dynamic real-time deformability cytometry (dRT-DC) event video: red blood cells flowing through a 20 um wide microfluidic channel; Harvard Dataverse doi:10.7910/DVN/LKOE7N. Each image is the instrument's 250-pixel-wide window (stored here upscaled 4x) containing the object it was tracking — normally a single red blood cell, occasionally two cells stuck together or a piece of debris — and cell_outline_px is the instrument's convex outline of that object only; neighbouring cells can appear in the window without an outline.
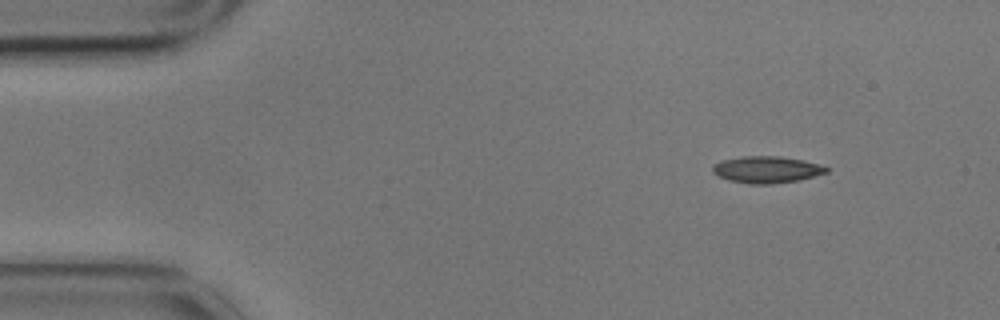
{"species": "common noctule bat (a hibernating species)", "species_latin": "Nyctalus noctula", "temperature_condition": "cold", "stored_images_in_passage": 4, "camera_frame_rate_fps": 3000, "um_per_image_px": 0.085, "animal": {"sex": "male", "body_mass_g": 17.9}, "frame": {"image": 1, "passage_image": 1, "time_ms": 0.0, "image_size_px": [1000, 320], "cell_outline_px": [[828, 172], [800, 180], [768, 184], [752, 184], [728, 180], [712, 172], [712, 164], [720, 160], [740, 156], [780, 156], [804, 160], [828, 168]], "centroid_in_image_um": [65.12, 14.4], "position_along_channel_um": 19.9, "area_um2": 17.74}}
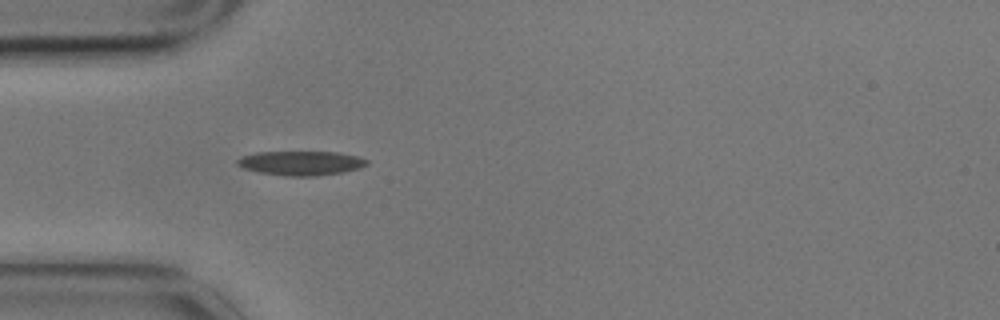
{"frame": {"image": 2, "passage_image": 4, "time_ms": 1.0, "image_size_px": [1000, 320], "cell_outline_px": [[368, 164], [360, 168], [344, 172], [316, 176], [284, 176], [260, 172], [244, 168], [236, 164], [236, 160], [240, 156], [256, 152], [340, 152], [356, 156], [368, 160]], "centroid_in_image_um": [25.58, 13.86], "position_along_channel_um": 59.4, "area_um2": 18.44}}